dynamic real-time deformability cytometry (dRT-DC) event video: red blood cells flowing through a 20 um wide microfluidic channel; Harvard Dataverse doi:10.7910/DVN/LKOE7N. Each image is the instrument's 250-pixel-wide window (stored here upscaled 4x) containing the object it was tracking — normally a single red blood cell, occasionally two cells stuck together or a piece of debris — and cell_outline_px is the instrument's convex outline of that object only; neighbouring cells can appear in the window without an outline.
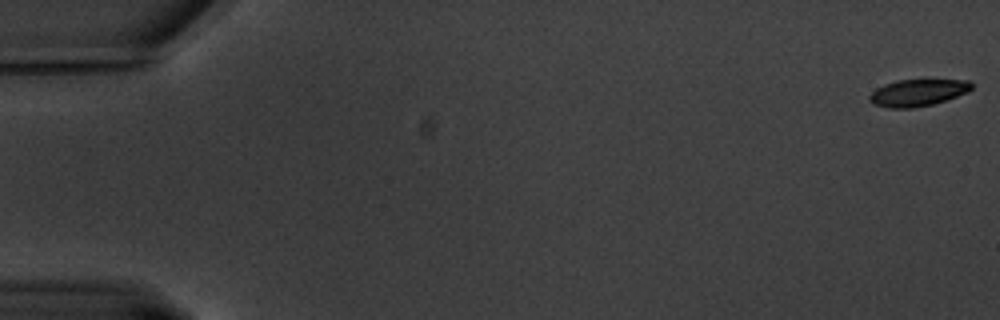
{"species": "common noctule bat (a hibernating species)", "species_latin": "Nyctalus noctula", "temperature_condition": "warm", "stored_images_in_passage": 12, "camera_frame_rate_fps": 3000, "um_per_image_px": 0.085, "animal": {"sex": "male", "body_mass_g": 20.1, "forearm_length_mm": 53.5}, "frame": {"image": 1, "passage_image": 1, "time_ms": 0.0, "image_size_px": [1000, 320], "cell_outline_px": [[972, 88], [968, 92], [932, 104], [912, 108], [888, 108], [872, 104], [868, 100], [868, 96], [876, 88], [884, 84], [896, 80], [928, 76], [968, 80], [972, 84]], "centroid_in_image_um": [78.02, 7.81], "position_along_channel_um": 7.0, "area_um2": 16.99}}